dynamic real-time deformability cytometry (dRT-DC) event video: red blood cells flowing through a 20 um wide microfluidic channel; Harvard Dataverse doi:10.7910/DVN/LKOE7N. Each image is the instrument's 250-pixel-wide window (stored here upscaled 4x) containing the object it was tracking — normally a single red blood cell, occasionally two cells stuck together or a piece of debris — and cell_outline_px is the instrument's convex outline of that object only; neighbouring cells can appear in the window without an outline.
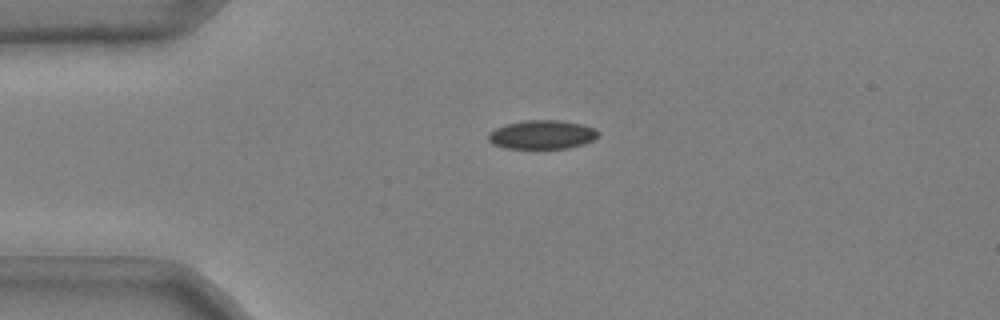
{"species": "common noctule bat (a hibernating species)", "species_latin": "Nyctalus noctula", "temperature_condition": "cold", "stored_images_in_passage": 38, "camera_frame_rate_fps": 3000, "um_per_image_px": 0.085, "animal": {"sex": "male", "body_mass_g": 20.4}, "frame": {"image": 1, "passage_image": 1, "time_ms": 0.0, "image_size_px": [1000, 320], "cell_outline_px": [[600, 132], [592, 140], [584, 144], [568, 148], [504, 148], [492, 144], [488, 140], [488, 132], [496, 128], [508, 124], [524, 120], [560, 120], [580, 124], [596, 128]], "centroid_in_image_um": [46.07, 11.44], "position_along_channel_um": 38.9, "area_um2": 18.44}}
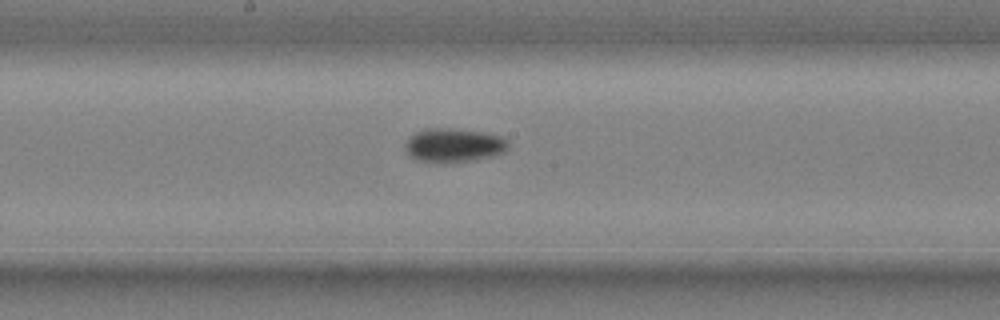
{"frame": {"image": 2, "passage_image": 17, "time_ms": 5.333, "image_size_px": [1000, 320], "cell_outline_px": [[508, 148], [504, 152], [492, 156], [476, 160], [444, 164], [420, 160], [412, 156], [404, 148], [404, 144], [416, 132], [424, 128], [452, 128], [484, 132], [500, 136], [508, 140]], "centroid_in_image_um": [38.59, 12.35], "position_along_channel_um": 209.6, "area_um2": 20.52}}
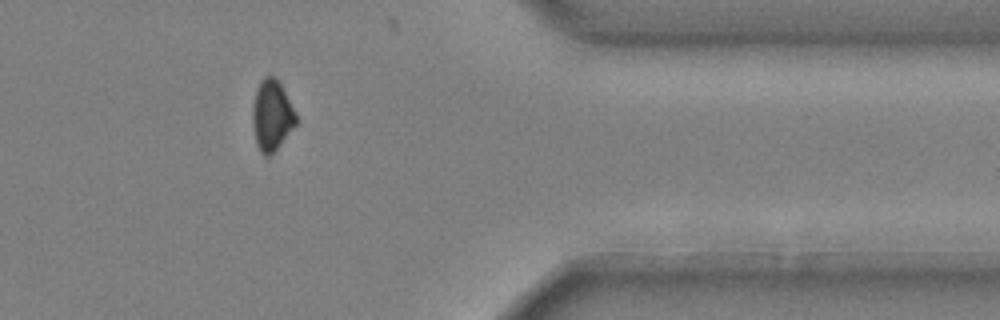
{"frame": {"image": 3, "passage_image": 33, "time_ms": 10.667, "image_size_px": [1000, 320], "cell_outline_px": [[296, 124], [280, 144], [268, 156], [264, 156], [260, 152], [256, 144], [252, 120], [252, 108], [256, 88], [260, 80], [264, 76], [276, 76], [296, 112]], "centroid_in_image_um": [23.08, 9.77], "position_along_channel_um": 388.3, "area_um2": 17.86}, "authors_computed_cell_mechanics": {"area_um2": 19.1607, "velocity_mm_per_s": 3.6998, "shape_relaxation_time_tau1_ms": 8.9968, "shape_relaxation_time_tau2_ms": null, "deformation_change_tau1": 0.156, "deformation_change_tau2": null}}